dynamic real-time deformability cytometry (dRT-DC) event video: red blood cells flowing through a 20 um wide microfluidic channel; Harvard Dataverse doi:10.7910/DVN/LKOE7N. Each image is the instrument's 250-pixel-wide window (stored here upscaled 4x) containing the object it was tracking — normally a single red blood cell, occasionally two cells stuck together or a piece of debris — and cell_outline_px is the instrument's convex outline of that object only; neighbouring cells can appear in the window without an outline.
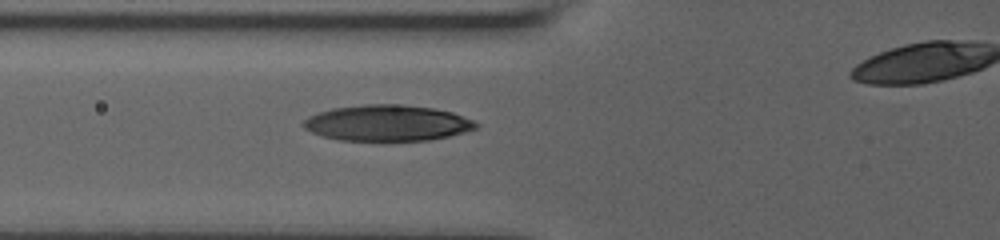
{"species": "human", "species_latin": "Homo sapiens", "temperature_condition": "room temperature", "stored_images_in_passage": 6, "camera_frame_rate_fps": 3000, "um_per_image_px": 0.085, "donor": {"sex": "male"}, "frame": {"image": 1, "passage_image": 2, "time_ms": 0.333, "image_size_px": [1000, 240], "cell_outline_px": [[480, 124], [476, 128], [464, 132], [448, 136], [428, 140], [340, 140], [324, 136], [312, 132], [304, 128], [300, 124], [308, 116], [332, 108], [364, 104], [404, 104], [432, 108], [452, 112], [472, 120]], "centroid_in_image_um": [32.9, 10.44], "position_along_channel_um": 92.9, "area_um2": 36.01}}
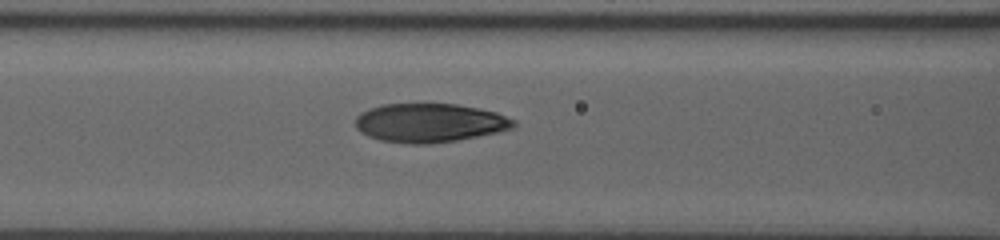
{"frame": {"image": 2, "passage_image": 4, "time_ms": 1.0, "image_size_px": [1000, 240], "cell_outline_px": [[516, 124], [512, 128], [500, 132], [456, 140], [428, 144], [408, 144], [380, 140], [368, 136], [360, 132], [356, 128], [356, 116], [360, 112], [384, 104], [456, 104], [496, 112], [516, 120]], "centroid_in_image_um": [36.52, 10.45], "position_along_channel_um": 130.1, "area_um2": 35.78}}
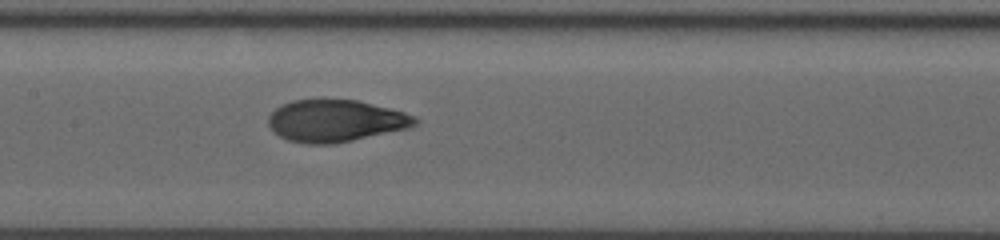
{"frame": {"image": 3, "passage_image": 6, "time_ms": 1.667, "image_size_px": [1000, 240], "cell_outline_px": [[420, 120], [416, 124], [408, 128], [352, 140], [332, 144], [308, 144], [288, 140], [272, 132], [268, 124], [268, 116], [276, 108], [292, 100], [356, 100], [404, 112], [416, 116]], "centroid_in_image_um": [28.5, 10.28], "position_along_channel_um": 178.9, "area_um2": 35.66}}